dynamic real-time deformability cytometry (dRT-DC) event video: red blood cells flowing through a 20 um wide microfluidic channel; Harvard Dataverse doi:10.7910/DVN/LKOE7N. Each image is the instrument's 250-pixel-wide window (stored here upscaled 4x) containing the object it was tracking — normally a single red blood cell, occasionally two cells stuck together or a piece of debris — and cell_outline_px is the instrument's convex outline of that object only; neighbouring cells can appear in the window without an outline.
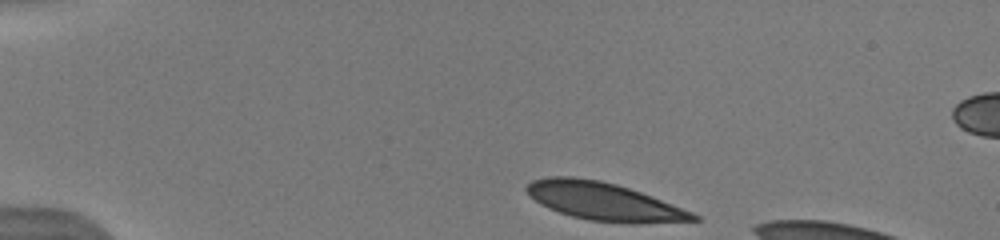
{"species": "human", "species_latin": "Homo sapiens", "temperature_condition": "warm", "stored_images_in_passage": 16, "camera_frame_rate_fps": 3000, "um_per_image_px": 0.085, "donor": {"sex": "male"}, "frame": {"image": 1, "passage_image": 1, "time_ms": 0.0, "image_size_px": [1000, 240], "cell_outline_px": [[700, 220], [636, 224], [632, 224], [592, 220], [572, 216], [560, 212], [536, 200], [524, 188], [532, 180], [548, 176], [572, 176], [600, 180], [616, 184], [640, 192], [692, 212], [700, 216]], "centroid_in_image_um": [51.35, 17.12], "position_along_channel_um": 33.7, "area_um2": 36.24}}